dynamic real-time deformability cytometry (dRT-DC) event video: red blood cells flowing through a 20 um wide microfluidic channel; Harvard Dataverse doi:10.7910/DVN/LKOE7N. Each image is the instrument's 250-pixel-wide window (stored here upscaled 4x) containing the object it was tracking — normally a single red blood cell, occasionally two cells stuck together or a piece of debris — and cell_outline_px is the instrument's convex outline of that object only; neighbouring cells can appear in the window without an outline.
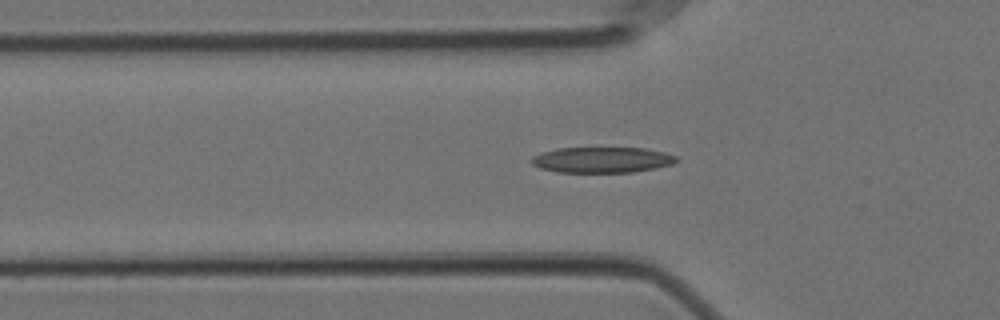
{"species": "Egyptian fruit bat (a non-hibernating species)", "species_latin": "Rousettus aegyptiacus", "temperature_condition": "cold", "stored_images_in_passage": 53, "camera_frame_rate_fps": 3000, "um_per_image_px": 0.085, "animal": {"sex": "female"}, "frame": {"image": 1, "passage_image": 19, "time_ms": 6.0, "image_size_px": [1000, 320], "cell_outline_px": [[676, 160], [672, 164], [632, 172], [560, 172], [540, 168], [532, 164], [532, 156], [540, 152], [556, 148], [644, 148], [664, 152], [676, 156]], "centroid_in_image_um": [51.12, 13.58], "position_along_channel_um": 74.7, "area_um2": 21.5}}
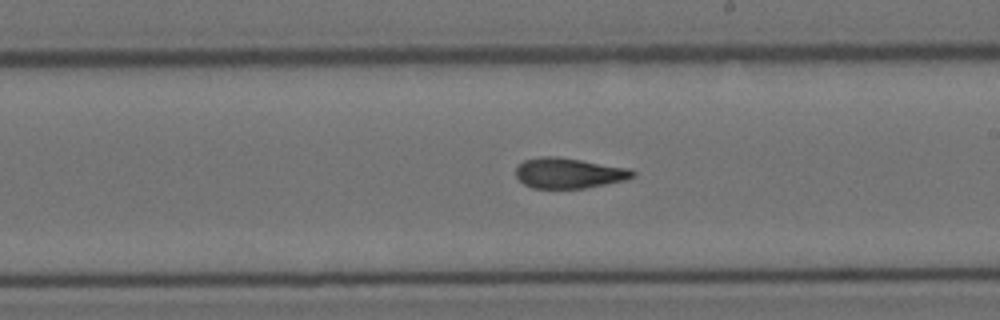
{"frame": {"image": 2, "passage_image": 33, "time_ms": 10.667, "image_size_px": [1000, 320], "cell_outline_px": [[636, 176], [624, 180], [584, 188], [532, 188], [524, 184], [516, 176], [516, 164], [524, 160], [540, 156], [556, 156], [632, 168], [636, 172]], "centroid_in_image_um": [48.35, 14.7], "position_along_channel_um": 240.6, "area_um2": 20.87}}
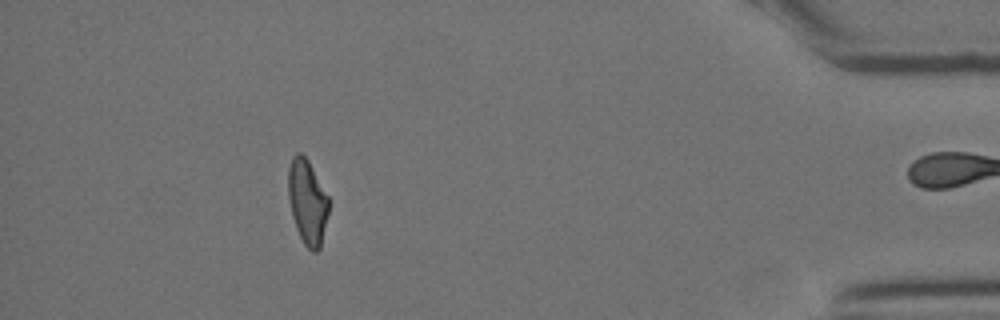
{"frame": {"image": 3, "passage_image": 52, "time_ms": 17.0, "image_size_px": [1000, 320], "cell_outline_px": [[328, 212], [320, 248], [316, 252], [312, 252], [304, 244], [296, 228], [292, 216], [288, 196], [288, 168], [292, 156], [296, 152], [300, 152], [308, 160], [328, 196]], "centroid_in_image_um": [26.11, 17.14], "position_along_channel_um": 409.1, "area_um2": 19.88}, "authors_computed_cell_mechanics": {"area_um2": 20.8658, "velocity_mm_per_s": 3.5456, "shape_relaxation_time_tau1_ms": 9.0043, "shape_relaxation_time_tau2_ms": 3.2988, "deformation_change_tau1": 0.2401, "deformation_change_tau2": 0.1109}}